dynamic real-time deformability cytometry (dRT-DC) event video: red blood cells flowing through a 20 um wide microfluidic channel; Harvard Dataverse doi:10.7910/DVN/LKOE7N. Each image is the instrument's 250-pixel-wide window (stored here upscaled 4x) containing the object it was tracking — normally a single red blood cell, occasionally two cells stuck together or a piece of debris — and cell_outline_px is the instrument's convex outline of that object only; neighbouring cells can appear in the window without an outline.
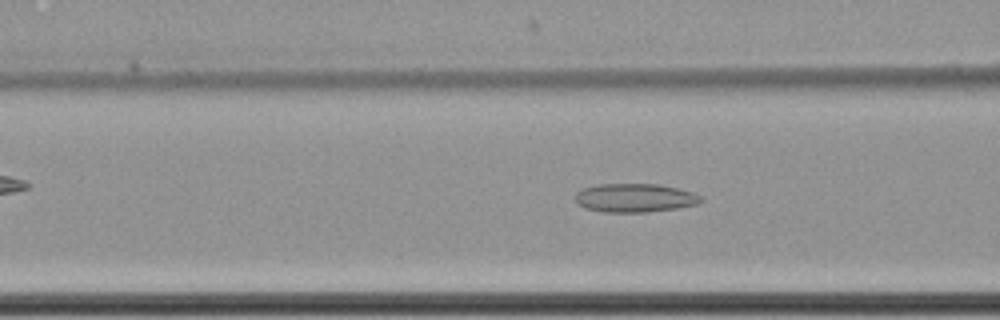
{"species": "common noctule bat (a hibernating species)", "species_latin": "Nyctalus noctula", "temperature_condition": "cold", "stored_images_in_passage": 52, "camera_frame_rate_fps": 3000, "um_per_image_px": 0.085, "animal": {"sex": "female", "body_mass_g": 22.7, "forearm_length_mm": 54.2}, "frame": {"image": 1, "passage_image": 17, "time_ms": 5.333, "image_size_px": [1000, 320], "cell_outline_px": [[704, 200], [696, 204], [676, 208], [648, 212], [604, 212], [584, 208], [576, 204], [576, 192], [584, 188], [600, 184], [660, 184], [680, 188], [692, 192], [700, 196]], "centroid_in_image_um": [53.96, 16.82], "position_along_channel_um": 112.6, "area_um2": 21.04}}
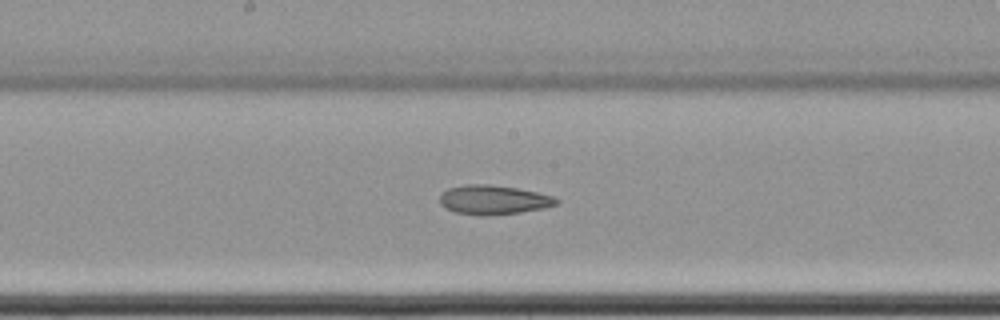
{"frame": {"image": 2, "passage_image": 25, "time_ms": 8.0, "image_size_px": [1000, 320], "cell_outline_px": [[560, 200], [556, 204], [544, 208], [520, 212], [488, 216], [480, 216], [456, 212], [444, 208], [440, 204], [440, 196], [448, 188], [464, 184], [488, 184], [516, 188], [536, 192], [552, 196]], "centroid_in_image_um": [41.92, 16.99], "position_along_channel_um": 206.3, "area_um2": 19.88}}
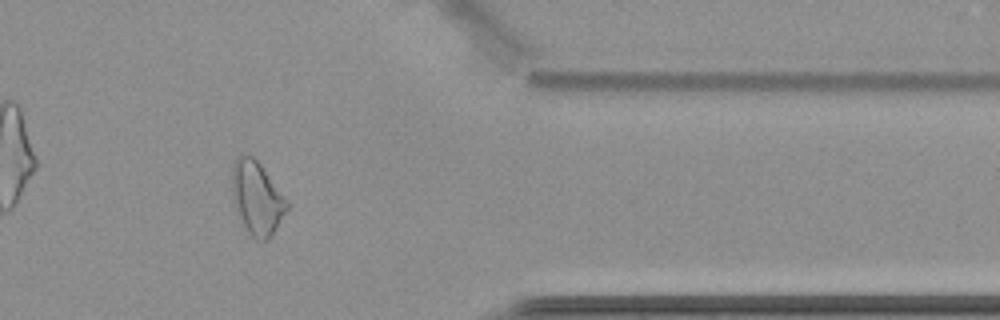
{"frame": {"image": 3, "passage_image": 42, "time_ms": 13.667, "image_size_px": [1000, 320], "cell_outline_px": [[288, 208], [272, 236], [268, 240], [256, 240], [248, 232], [236, 212], [232, 196], [232, 160], [240, 152], [244, 152], [252, 156], [260, 164], [288, 200]], "centroid_in_image_um": [21.81, 16.79], "position_along_channel_um": 389.6, "area_um2": 23.76}, "authors_computed_cell_mechanics": {"area_um2": 22.1663, "velocity_mm_per_s": 3.5022, "shape_relaxation_time_tau1_ms": null, "shape_relaxation_time_tau2_ms": 5.5531, "deformation_change_tau1": null, "deformation_change_tau2": 0.1039}}